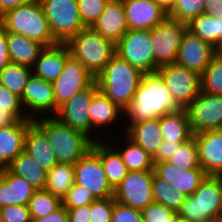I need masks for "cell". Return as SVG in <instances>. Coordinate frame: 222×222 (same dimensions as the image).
<instances>
[{"instance_id":"1","label":"cell","mask_w":222,"mask_h":222,"mask_svg":"<svg viewBox=\"0 0 222 222\" xmlns=\"http://www.w3.org/2000/svg\"><path fill=\"white\" fill-rule=\"evenodd\" d=\"M181 108L175 103L164 81L157 72L144 73L139 86L123 114L132 124L153 120Z\"/></svg>"},{"instance_id":"2","label":"cell","mask_w":222,"mask_h":222,"mask_svg":"<svg viewBox=\"0 0 222 222\" xmlns=\"http://www.w3.org/2000/svg\"><path fill=\"white\" fill-rule=\"evenodd\" d=\"M33 121L46 133L58 163L74 165L92 148L94 141L89 136L69 127L56 116L48 115Z\"/></svg>"},{"instance_id":"3","label":"cell","mask_w":222,"mask_h":222,"mask_svg":"<svg viewBox=\"0 0 222 222\" xmlns=\"http://www.w3.org/2000/svg\"><path fill=\"white\" fill-rule=\"evenodd\" d=\"M144 73L115 55L95 78L98 90L121 110L129 105Z\"/></svg>"},{"instance_id":"4","label":"cell","mask_w":222,"mask_h":222,"mask_svg":"<svg viewBox=\"0 0 222 222\" xmlns=\"http://www.w3.org/2000/svg\"><path fill=\"white\" fill-rule=\"evenodd\" d=\"M0 25L6 32L24 35L44 47L58 44L50 31L40 0L5 11L0 15Z\"/></svg>"},{"instance_id":"5","label":"cell","mask_w":222,"mask_h":222,"mask_svg":"<svg viewBox=\"0 0 222 222\" xmlns=\"http://www.w3.org/2000/svg\"><path fill=\"white\" fill-rule=\"evenodd\" d=\"M70 55L79 60L94 78L116 55L115 42L85 27L66 43Z\"/></svg>"},{"instance_id":"6","label":"cell","mask_w":222,"mask_h":222,"mask_svg":"<svg viewBox=\"0 0 222 222\" xmlns=\"http://www.w3.org/2000/svg\"><path fill=\"white\" fill-rule=\"evenodd\" d=\"M178 220L183 222H220L222 218V193L219 179L207 175L198 189L179 210Z\"/></svg>"},{"instance_id":"7","label":"cell","mask_w":222,"mask_h":222,"mask_svg":"<svg viewBox=\"0 0 222 222\" xmlns=\"http://www.w3.org/2000/svg\"><path fill=\"white\" fill-rule=\"evenodd\" d=\"M50 31L58 43H66L84 29L77 0H40Z\"/></svg>"},{"instance_id":"8","label":"cell","mask_w":222,"mask_h":222,"mask_svg":"<svg viewBox=\"0 0 222 222\" xmlns=\"http://www.w3.org/2000/svg\"><path fill=\"white\" fill-rule=\"evenodd\" d=\"M186 30L187 24L169 16L150 30L155 72L159 67L175 63L180 42Z\"/></svg>"},{"instance_id":"9","label":"cell","mask_w":222,"mask_h":222,"mask_svg":"<svg viewBox=\"0 0 222 222\" xmlns=\"http://www.w3.org/2000/svg\"><path fill=\"white\" fill-rule=\"evenodd\" d=\"M175 103L185 109L201 92V75L177 63L159 67L156 71Z\"/></svg>"},{"instance_id":"10","label":"cell","mask_w":222,"mask_h":222,"mask_svg":"<svg viewBox=\"0 0 222 222\" xmlns=\"http://www.w3.org/2000/svg\"><path fill=\"white\" fill-rule=\"evenodd\" d=\"M116 55L138 68L143 73L155 72L153 46L150 40V30L129 29L115 43Z\"/></svg>"},{"instance_id":"11","label":"cell","mask_w":222,"mask_h":222,"mask_svg":"<svg viewBox=\"0 0 222 222\" xmlns=\"http://www.w3.org/2000/svg\"><path fill=\"white\" fill-rule=\"evenodd\" d=\"M153 178L154 171H128L114 189L113 198L118 203L141 211L154 201Z\"/></svg>"},{"instance_id":"12","label":"cell","mask_w":222,"mask_h":222,"mask_svg":"<svg viewBox=\"0 0 222 222\" xmlns=\"http://www.w3.org/2000/svg\"><path fill=\"white\" fill-rule=\"evenodd\" d=\"M75 184L84 187L95 199L113 197L100 157L91 149L76 164Z\"/></svg>"},{"instance_id":"13","label":"cell","mask_w":222,"mask_h":222,"mask_svg":"<svg viewBox=\"0 0 222 222\" xmlns=\"http://www.w3.org/2000/svg\"><path fill=\"white\" fill-rule=\"evenodd\" d=\"M193 134L220 130L222 126V95L200 92L185 108Z\"/></svg>"},{"instance_id":"14","label":"cell","mask_w":222,"mask_h":222,"mask_svg":"<svg viewBox=\"0 0 222 222\" xmlns=\"http://www.w3.org/2000/svg\"><path fill=\"white\" fill-rule=\"evenodd\" d=\"M20 99L25 112L27 111L28 118L31 120H35L39 116L46 117L49 113V116H55L59 110L56 105L52 82L45 81L33 74L29 78Z\"/></svg>"},{"instance_id":"15","label":"cell","mask_w":222,"mask_h":222,"mask_svg":"<svg viewBox=\"0 0 222 222\" xmlns=\"http://www.w3.org/2000/svg\"><path fill=\"white\" fill-rule=\"evenodd\" d=\"M94 81L95 78L81 62L70 55L64 63L61 75L52 82L56 105L60 107Z\"/></svg>"},{"instance_id":"16","label":"cell","mask_w":222,"mask_h":222,"mask_svg":"<svg viewBox=\"0 0 222 222\" xmlns=\"http://www.w3.org/2000/svg\"><path fill=\"white\" fill-rule=\"evenodd\" d=\"M97 91L98 86L94 81L61 105L55 116L69 127L82 131L90 137L89 109L93 95Z\"/></svg>"},{"instance_id":"17","label":"cell","mask_w":222,"mask_h":222,"mask_svg":"<svg viewBox=\"0 0 222 222\" xmlns=\"http://www.w3.org/2000/svg\"><path fill=\"white\" fill-rule=\"evenodd\" d=\"M215 56L214 47L186 30L182 36L175 63L202 75Z\"/></svg>"},{"instance_id":"18","label":"cell","mask_w":222,"mask_h":222,"mask_svg":"<svg viewBox=\"0 0 222 222\" xmlns=\"http://www.w3.org/2000/svg\"><path fill=\"white\" fill-rule=\"evenodd\" d=\"M129 29L151 30L167 16V11L154 0H123Z\"/></svg>"},{"instance_id":"19","label":"cell","mask_w":222,"mask_h":222,"mask_svg":"<svg viewBox=\"0 0 222 222\" xmlns=\"http://www.w3.org/2000/svg\"><path fill=\"white\" fill-rule=\"evenodd\" d=\"M154 174L185 196L192 195L207 177L203 169L181 170L167 161L154 163Z\"/></svg>"},{"instance_id":"20","label":"cell","mask_w":222,"mask_h":222,"mask_svg":"<svg viewBox=\"0 0 222 222\" xmlns=\"http://www.w3.org/2000/svg\"><path fill=\"white\" fill-rule=\"evenodd\" d=\"M193 136L198 147L200 167L207 175L222 173V131L208 130Z\"/></svg>"},{"instance_id":"21","label":"cell","mask_w":222,"mask_h":222,"mask_svg":"<svg viewBox=\"0 0 222 222\" xmlns=\"http://www.w3.org/2000/svg\"><path fill=\"white\" fill-rule=\"evenodd\" d=\"M91 28L115 43L129 30L123 0H107L104 11Z\"/></svg>"},{"instance_id":"22","label":"cell","mask_w":222,"mask_h":222,"mask_svg":"<svg viewBox=\"0 0 222 222\" xmlns=\"http://www.w3.org/2000/svg\"><path fill=\"white\" fill-rule=\"evenodd\" d=\"M69 56L70 51L65 43L45 47L32 66V74L45 81L53 82L61 75Z\"/></svg>"},{"instance_id":"23","label":"cell","mask_w":222,"mask_h":222,"mask_svg":"<svg viewBox=\"0 0 222 222\" xmlns=\"http://www.w3.org/2000/svg\"><path fill=\"white\" fill-rule=\"evenodd\" d=\"M36 189L24 178L12 174L7 168L0 170V208L26 205Z\"/></svg>"},{"instance_id":"24","label":"cell","mask_w":222,"mask_h":222,"mask_svg":"<svg viewBox=\"0 0 222 222\" xmlns=\"http://www.w3.org/2000/svg\"><path fill=\"white\" fill-rule=\"evenodd\" d=\"M24 151L46 171L58 163L46 133L34 121L27 126Z\"/></svg>"},{"instance_id":"25","label":"cell","mask_w":222,"mask_h":222,"mask_svg":"<svg viewBox=\"0 0 222 222\" xmlns=\"http://www.w3.org/2000/svg\"><path fill=\"white\" fill-rule=\"evenodd\" d=\"M33 120H18L9 126L0 127V170L7 168L24 150L27 126Z\"/></svg>"},{"instance_id":"26","label":"cell","mask_w":222,"mask_h":222,"mask_svg":"<svg viewBox=\"0 0 222 222\" xmlns=\"http://www.w3.org/2000/svg\"><path fill=\"white\" fill-rule=\"evenodd\" d=\"M123 110H121L116 104L108 99L101 91H97L92 98L89 109L90 117V138L95 141H100L103 139H98L99 135L96 133L93 137V131L103 128L104 126L115 125V121L119 120V115H122ZM92 134V135H91Z\"/></svg>"},{"instance_id":"27","label":"cell","mask_w":222,"mask_h":222,"mask_svg":"<svg viewBox=\"0 0 222 222\" xmlns=\"http://www.w3.org/2000/svg\"><path fill=\"white\" fill-rule=\"evenodd\" d=\"M125 131L124 135L142 147L151 157L156 154L163 141L159 118L127 124Z\"/></svg>"},{"instance_id":"28","label":"cell","mask_w":222,"mask_h":222,"mask_svg":"<svg viewBox=\"0 0 222 222\" xmlns=\"http://www.w3.org/2000/svg\"><path fill=\"white\" fill-rule=\"evenodd\" d=\"M103 141L93 142L91 149L100 157L107 180L115 189L126 177L128 170L119 152L110 143Z\"/></svg>"},{"instance_id":"29","label":"cell","mask_w":222,"mask_h":222,"mask_svg":"<svg viewBox=\"0 0 222 222\" xmlns=\"http://www.w3.org/2000/svg\"><path fill=\"white\" fill-rule=\"evenodd\" d=\"M6 39L11 63L30 68L38 59L40 52L45 48L39 42L14 32H6Z\"/></svg>"},{"instance_id":"30","label":"cell","mask_w":222,"mask_h":222,"mask_svg":"<svg viewBox=\"0 0 222 222\" xmlns=\"http://www.w3.org/2000/svg\"><path fill=\"white\" fill-rule=\"evenodd\" d=\"M163 140L186 142L193 137L186 109H180L159 118Z\"/></svg>"},{"instance_id":"31","label":"cell","mask_w":222,"mask_h":222,"mask_svg":"<svg viewBox=\"0 0 222 222\" xmlns=\"http://www.w3.org/2000/svg\"><path fill=\"white\" fill-rule=\"evenodd\" d=\"M7 169L12 174L24 178L36 190L44 189L47 171L24 150L11 162Z\"/></svg>"},{"instance_id":"32","label":"cell","mask_w":222,"mask_h":222,"mask_svg":"<svg viewBox=\"0 0 222 222\" xmlns=\"http://www.w3.org/2000/svg\"><path fill=\"white\" fill-rule=\"evenodd\" d=\"M75 183L74 165L68 163H57L47 171L44 190L62 199Z\"/></svg>"},{"instance_id":"33","label":"cell","mask_w":222,"mask_h":222,"mask_svg":"<svg viewBox=\"0 0 222 222\" xmlns=\"http://www.w3.org/2000/svg\"><path fill=\"white\" fill-rule=\"evenodd\" d=\"M187 30L215 47L222 41V18L200 13L187 24Z\"/></svg>"},{"instance_id":"34","label":"cell","mask_w":222,"mask_h":222,"mask_svg":"<svg viewBox=\"0 0 222 222\" xmlns=\"http://www.w3.org/2000/svg\"><path fill=\"white\" fill-rule=\"evenodd\" d=\"M127 139V140H126ZM126 147L112 145L120 154L123 163L128 171H153L154 163L152 157L138 144L134 143L127 136L125 137ZM119 147V148H118Z\"/></svg>"},{"instance_id":"35","label":"cell","mask_w":222,"mask_h":222,"mask_svg":"<svg viewBox=\"0 0 222 222\" xmlns=\"http://www.w3.org/2000/svg\"><path fill=\"white\" fill-rule=\"evenodd\" d=\"M31 75L32 68L9 63L0 71V85L8 88L12 93L21 97Z\"/></svg>"},{"instance_id":"36","label":"cell","mask_w":222,"mask_h":222,"mask_svg":"<svg viewBox=\"0 0 222 222\" xmlns=\"http://www.w3.org/2000/svg\"><path fill=\"white\" fill-rule=\"evenodd\" d=\"M153 198L155 202L161 203L175 212H179L187 196L172 188L165 180L154 174L152 184Z\"/></svg>"},{"instance_id":"37","label":"cell","mask_w":222,"mask_h":222,"mask_svg":"<svg viewBox=\"0 0 222 222\" xmlns=\"http://www.w3.org/2000/svg\"><path fill=\"white\" fill-rule=\"evenodd\" d=\"M60 207L61 199L44 189L36 190L28 203V209L32 219L46 217Z\"/></svg>"},{"instance_id":"38","label":"cell","mask_w":222,"mask_h":222,"mask_svg":"<svg viewBox=\"0 0 222 222\" xmlns=\"http://www.w3.org/2000/svg\"><path fill=\"white\" fill-rule=\"evenodd\" d=\"M175 167L183 170L202 169L198 160V147L194 136L188 141L181 143L178 150L167 161Z\"/></svg>"},{"instance_id":"39","label":"cell","mask_w":222,"mask_h":222,"mask_svg":"<svg viewBox=\"0 0 222 222\" xmlns=\"http://www.w3.org/2000/svg\"><path fill=\"white\" fill-rule=\"evenodd\" d=\"M204 0H173L168 16L188 24L204 11Z\"/></svg>"},{"instance_id":"40","label":"cell","mask_w":222,"mask_h":222,"mask_svg":"<svg viewBox=\"0 0 222 222\" xmlns=\"http://www.w3.org/2000/svg\"><path fill=\"white\" fill-rule=\"evenodd\" d=\"M201 91L222 95V60L216 56L201 75Z\"/></svg>"},{"instance_id":"41","label":"cell","mask_w":222,"mask_h":222,"mask_svg":"<svg viewBox=\"0 0 222 222\" xmlns=\"http://www.w3.org/2000/svg\"><path fill=\"white\" fill-rule=\"evenodd\" d=\"M0 109L10 113L17 121L31 120L23 110L20 97L2 85H0Z\"/></svg>"},{"instance_id":"42","label":"cell","mask_w":222,"mask_h":222,"mask_svg":"<svg viewBox=\"0 0 222 222\" xmlns=\"http://www.w3.org/2000/svg\"><path fill=\"white\" fill-rule=\"evenodd\" d=\"M140 212L143 222H176L178 220L177 212L155 201Z\"/></svg>"},{"instance_id":"43","label":"cell","mask_w":222,"mask_h":222,"mask_svg":"<svg viewBox=\"0 0 222 222\" xmlns=\"http://www.w3.org/2000/svg\"><path fill=\"white\" fill-rule=\"evenodd\" d=\"M107 0H77L80 19L85 27H91L104 11Z\"/></svg>"},{"instance_id":"44","label":"cell","mask_w":222,"mask_h":222,"mask_svg":"<svg viewBox=\"0 0 222 222\" xmlns=\"http://www.w3.org/2000/svg\"><path fill=\"white\" fill-rule=\"evenodd\" d=\"M94 200L95 198L87 189L74 183L71 189L62 197L61 206L72 209L91 204Z\"/></svg>"},{"instance_id":"45","label":"cell","mask_w":222,"mask_h":222,"mask_svg":"<svg viewBox=\"0 0 222 222\" xmlns=\"http://www.w3.org/2000/svg\"><path fill=\"white\" fill-rule=\"evenodd\" d=\"M114 198L95 199L90 204L92 222H111Z\"/></svg>"},{"instance_id":"46","label":"cell","mask_w":222,"mask_h":222,"mask_svg":"<svg viewBox=\"0 0 222 222\" xmlns=\"http://www.w3.org/2000/svg\"><path fill=\"white\" fill-rule=\"evenodd\" d=\"M0 220L3 222H31V214L26 205H9L0 208Z\"/></svg>"},{"instance_id":"47","label":"cell","mask_w":222,"mask_h":222,"mask_svg":"<svg viewBox=\"0 0 222 222\" xmlns=\"http://www.w3.org/2000/svg\"><path fill=\"white\" fill-rule=\"evenodd\" d=\"M111 222H143L140 210L125 206L114 199Z\"/></svg>"},{"instance_id":"48","label":"cell","mask_w":222,"mask_h":222,"mask_svg":"<svg viewBox=\"0 0 222 222\" xmlns=\"http://www.w3.org/2000/svg\"><path fill=\"white\" fill-rule=\"evenodd\" d=\"M181 143L184 142H171L162 141V144L158 147L156 154L152 157L153 163L168 161L175 151L178 150Z\"/></svg>"},{"instance_id":"49","label":"cell","mask_w":222,"mask_h":222,"mask_svg":"<svg viewBox=\"0 0 222 222\" xmlns=\"http://www.w3.org/2000/svg\"><path fill=\"white\" fill-rule=\"evenodd\" d=\"M68 222H92L90 213V204L67 209Z\"/></svg>"},{"instance_id":"50","label":"cell","mask_w":222,"mask_h":222,"mask_svg":"<svg viewBox=\"0 0 222 222\" xmlns=\"http://www.w3.org/2000/svg\"><path fill=\"white\" fill-rule=\"evenodd\" d=\"M9 63H11V60L8 51L6 31L0 25V71L3 70Z\"/></svg>"},{"instance_id":"51","label":"cell","mask_w":222,"mask_h":222,"mask_svg":"<svg viewBox=\"0 0 222 222\" xmlns=\"http://www.w3.org/2000/svg\"><path fill=\"white\" fill-rule=\"evenodd\" d=\"M31 222H68L67 209L61 206L54 213H51L46 217L33 218Z\"/></svg>"},{"instance_id":"52","label":"cell","mask_w":222,"mask_h":222,"mask_svg":"<svg viewBox=\"0 0 222 222\" xmlns=\"http://www.w3.org/2000/svg\"><path fill=\"white\" fill-rule=\"evenodd\" d=\"M203 13L215 18H222V0H204Z\"/></svg>"},{"instance_id":"53","label":"cell","mask_w":222,"mask_h":222,"mask_svg":"<svg viewBox=\"0 0 222 222\" xmlns=\"http://www.w3.org/2000/svg\"><path fill=\"white\" fill-rule=\"evenodd\" d=\"M35 0H0V15L5 11L15 8L20 5H26Z\"/></svg>"},{"instance_id":"54","label":"cell","mask_w":222,"mask_h":222,"mask_svg":"<svg viewBox=\"0 0 222 222\" xmlns=\"http://www.w3.org/2000/svg\"><path fill=\"white\" fill-rule=\"evenodd\" d=\"M16 122L17 120L10 113L0 109V127L9 126Z\"/></svg>"},{"instance_id":"55","label":"cell","mask_w":222,"mask_h":222,"mask_svg":"<svg viewBox=\"0 0 222 222\" xmlns=\"http://www.w3.org/2000/svg\"><path fill=\"white\" fill-rule=\"evenodd\" d=\"M160 4L166 11L173 6V0H154Z\"/></svg>"},{"instance_id":"56","label":"cell","mask_w":222,"mask_h":222,"mask_svg":"<svg viewBox=\"0 0 222 222\" xmlns=\"http://www.w3.org/2000/svg\"><path fill=\"white\" fill-rule=\"evenodd\" d=\"M215 56L222 60V41H220L215 47Z\"/></svg>"},{"instance_id":"57","label":"cell","mask_w":222,"mask_h":222,"mask_svg":"<svg viewBox=\"0 0 222 222\" xmlns=\"http://www.w3.org/2000/svg\"><path fill=\"white\" fill-rule=\"evenodd\" d=\"M215 176L219 179V182H220V188H221V193H222V173L217 174V175H215Z\"/></svg>"}]
</instances>
